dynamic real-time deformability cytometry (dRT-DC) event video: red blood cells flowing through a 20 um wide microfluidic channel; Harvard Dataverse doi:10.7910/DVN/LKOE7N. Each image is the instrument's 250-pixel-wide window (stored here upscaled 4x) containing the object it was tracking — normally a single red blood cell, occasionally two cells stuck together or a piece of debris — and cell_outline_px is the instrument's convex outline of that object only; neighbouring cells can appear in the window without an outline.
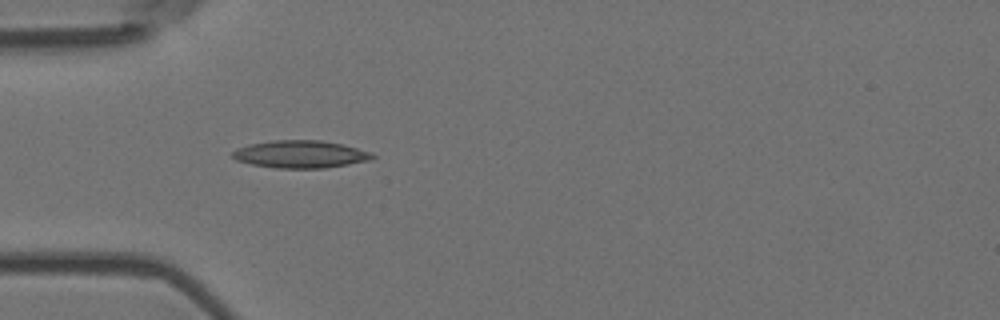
{"species": "Egyptian fruit bat (a non-hibernating species)", "species_latin": "Rousettus aegyptiacus", "temperature_condition": "room temperature", "stored_images_in_passage": 5, "camera_frame_rate_fps": 3000, "um_per_image_px": 0.085, "animal": {"sex": "female"}, "frame": {"image": 1, "passage_image": 5, "time_ms": 1.333, "image_size_px": [1000, 320], "cell_outline_px": [[376, 156], [372, 160], [324, 168], [276, 168], [252, 164], [236, 160], [232, 156], [232, 152], [236, 148], [248, 144], [272, 140], [320, 140], [344, 144], [372, 152]], "centroid_in_image_um": [25.56, 13.1], "position_along_channel_um": 59.4, "area_um2": 22.6}}